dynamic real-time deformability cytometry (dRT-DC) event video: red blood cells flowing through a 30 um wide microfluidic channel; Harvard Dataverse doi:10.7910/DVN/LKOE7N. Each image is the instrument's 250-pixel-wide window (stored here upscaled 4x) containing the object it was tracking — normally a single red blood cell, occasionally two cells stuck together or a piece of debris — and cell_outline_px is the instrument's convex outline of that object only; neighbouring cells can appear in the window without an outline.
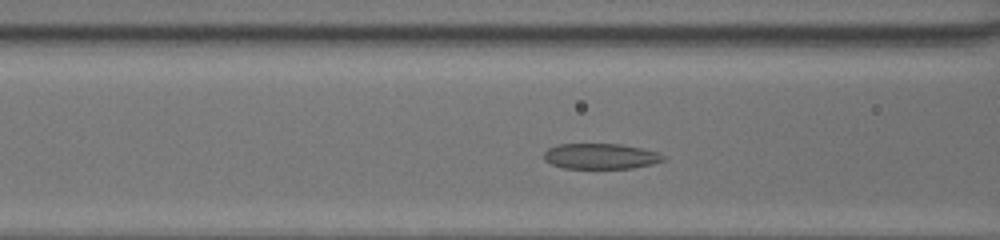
{"species": "common noctule bat (a hibernating species)", "species_latin": "Nyctalus noctula", "temperature_condition": "room temperature", "stored_images_in_passage": 33, "camera_frame_rate_fps": 3000, "um_per_image_px": 0.085, "animal": {"sex": "female", "body_mass_g": 20.0, "forearm_length_mm": 54.0}, "frame": {"image": 1, "passage_image": 10, "time_ms": 3.0, "image_size_px": [1000, 240], "cell_outline_px": [[668, 156], [664, 160], [652, 164], [632, 168], [564, 168], [552, 164], [544, 160], [544, 152], [548, 148], [556, 144], [620, 144], [644, 148]], "centroid_in_image_um": [51.07, 13.27], "position_along_channel_um": 115.5, "area_um2": 17.86}}
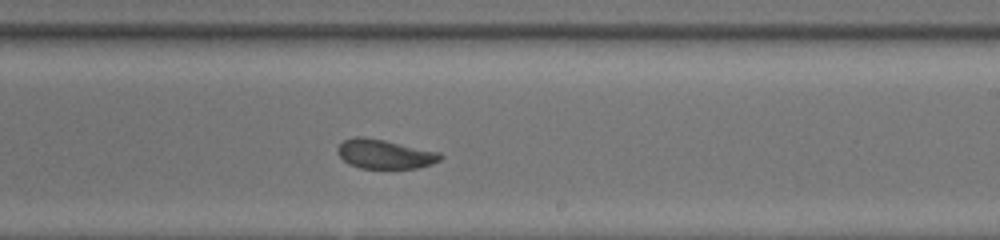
{"frame": {"image": 2, "passage_image": 20, "time_ms": 6.333, "image_size_px": [1000, 240], "cell_outline_px": [[444, 156], [440, 160], [432, 164], [416, 168], [360, 168], [348, 164], [336, 152], [336, 148], [344, 140], [356, 136], [364, 136], [384, 140], [440, 152]], "centroid_in_image_um": [32.69, 13.09], "position_along_channel_um": 256.3, "area_um2": 17.57}}
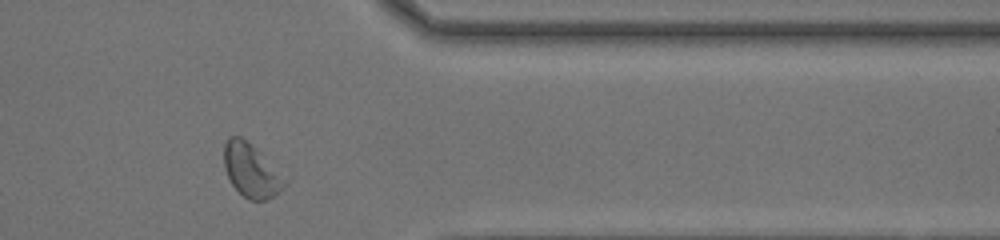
{"frame": {"image": 3, "passage_image": 30, "time_ms": 9.667, "image_size_px": [1000, 240], "cell_outline_px": [[288, 184], [280, 192], [268, 200], [248, 200], [232, 184], [224, 168], [224, 144], [228, 136], [240, 136], [256, 148], [288, 180]], "centroid_in_image_um": [21.37, 14.5], "position_along_channel_um": 390.0, "area_um2": 18.96}, "authors_computed_cell_mechanics": {"area_um2": 17.9758, "velocity_mm_per_s": 4.239, "shape_relaxation_time_tau1_ms": 6.2223, "shape_relaxation_time_tau2_ms": 1.9005, "deformation_change_tau1": 0.1755, "deformation_change_tau2": 0.0784}}